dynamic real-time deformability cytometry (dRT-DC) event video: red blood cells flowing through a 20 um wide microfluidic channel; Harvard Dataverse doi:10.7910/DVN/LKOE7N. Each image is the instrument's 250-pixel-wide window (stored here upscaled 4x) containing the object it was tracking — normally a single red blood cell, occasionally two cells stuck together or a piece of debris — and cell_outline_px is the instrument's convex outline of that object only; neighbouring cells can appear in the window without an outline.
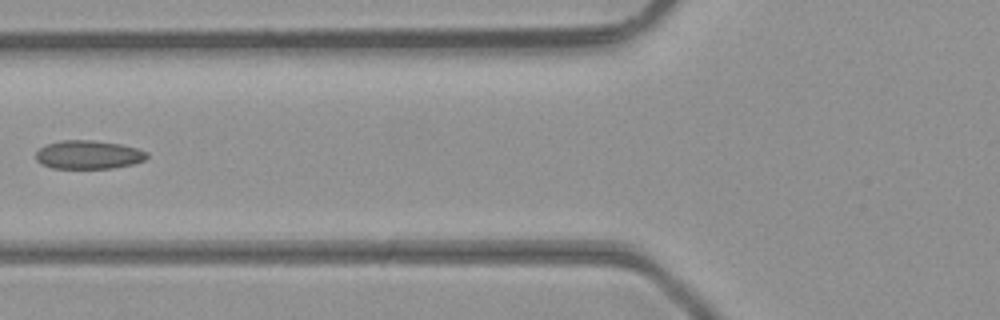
{"species": "common noctule bat (a hibernating species)", "species_latin": "Nyctalus noctula", "temperature_condition": "room temperature", "stored_images_in_passage": 4, "camera_frame_rate_fps": 3000, "um_per_image_px": 0.085, "animal": {"sex": "male", "body_mass_g": 23.1, "forearm_length_mm": 52.7}, "frame": {"image": 1, "passage_image": 4, "time_ms": 1.0, "image_size_px": [1000, 320], "cell_outline_px": [[148, 156], [144, 160], [132, 164], [112, 168], [52, 168], [40, 164], [36, 160], [36, 152], [40, 148], [48, 144], [64, 140], [92, 140], [120, 144], [136, 148], [148, 152]], "centroid_in_image_um": [7.51, 13.15], "position_along_channel_um": 118.3, "area_um2": 18.38}}